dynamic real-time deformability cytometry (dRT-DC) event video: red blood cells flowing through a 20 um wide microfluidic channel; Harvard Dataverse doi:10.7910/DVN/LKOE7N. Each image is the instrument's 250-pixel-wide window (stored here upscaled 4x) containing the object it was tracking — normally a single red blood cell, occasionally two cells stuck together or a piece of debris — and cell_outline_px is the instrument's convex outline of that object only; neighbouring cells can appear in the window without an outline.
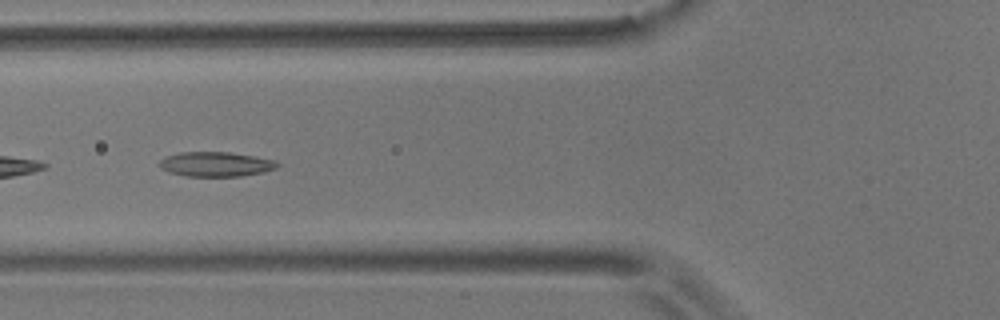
{"species": "common noctule bat (a hibernating species)", "species_latin": "Nyctalus noctula", "temperature_condition": "room temperature", "stored_images_in_passage": 14, "camera_frame_rate_fps": 3000, "um_per_image_px": 0.085, "animal": {"sex": "male", "body_mass_g": 17.9}, "frame": {"image": 1, "passage_image": 5, "time_ms": 1.333, "image_size_px": [1000, 320], "cell_outline_px": [[280, 164], [276, 168], [264, 172], [240, 176], [184, 176], [168, 172], [160, 168], [156, 164], [164, 156], [180, 152], [228, 152], [252, 156], [272, 160]], "centroid_in_image_um": [18.26, 13.96], "position_along_channel_um": 107.5, "area_um2": 16.99}}
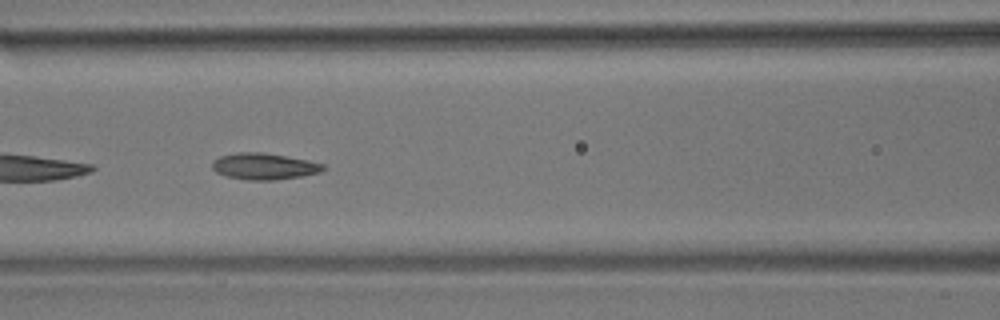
{"frame": {"image": 2, "passage_image": 8, "time_ms": 2.333, "image_size_px": [1000, 320], "cell_outline_px": [[328, 168], [320, 172], [300, 176], [272, 180], [248, 180], [224, 176], [216, 172], [212, 168], [212, 160], [220, 156], [236, 152], [264, 152], [308, 160], [324, 164]], "centroid_in_image_um": [22.43, 14.13], "position_along_channel_um": 144.2, "area_um2": 17.22}}
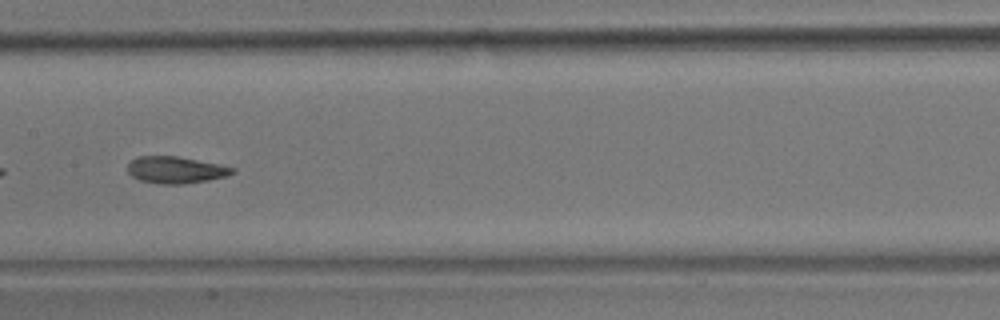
{"frame": {"image": 3, "passage_image": 12, "time_ms": 3.667, "image_size_px": [1000, 320], "cell_outline_px": [[236, 172], [228, 176], [208, 180], [184, 184], [160, 184], [140, 180], [132, 176], [128, 172], [128, 164], [132, 160], [140, 156], [176, 156], [236, 168]], "centroid_in_image_um": [14.95, 14.45], "position_along_channel_um": 192.5, "area_um2": 16.24}}